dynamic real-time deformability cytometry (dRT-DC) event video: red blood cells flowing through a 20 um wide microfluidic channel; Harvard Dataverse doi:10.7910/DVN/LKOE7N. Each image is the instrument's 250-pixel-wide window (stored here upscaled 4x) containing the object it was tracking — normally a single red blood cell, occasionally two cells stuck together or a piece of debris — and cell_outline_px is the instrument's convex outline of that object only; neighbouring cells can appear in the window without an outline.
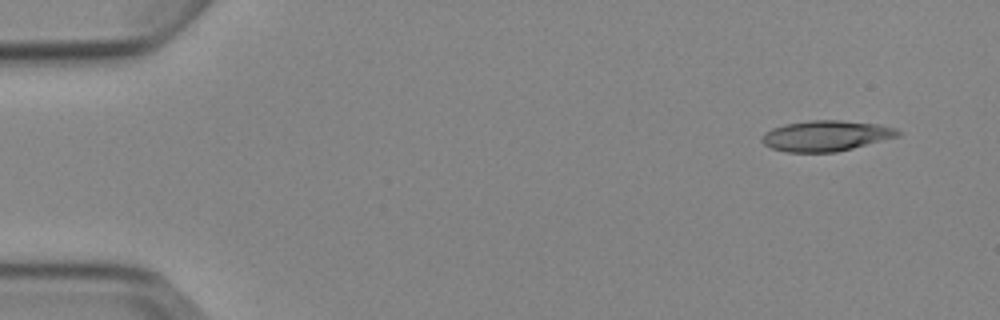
{"species": "Egyptian fruit bat (a non-hibernating species)", "species_latin": "Rousettus aegyptiacus", "temperature_condition": "cold", "stored_images_in_passage": 4, "camera_frame_rate_fps": 3000, "um_per_image_px": 0.085, "animal": {"sex": "female"}, "frame": {"image": 1, "passage_image": 1, "time_ms": 0.0, "image_size_px": [1000, 320], "cell_outline_px": [[900, 136], [836, 152], [784, 152], [772, 148], [764, 144], [760, 140], [764, 132], [772, 128], [784, 124], [808, 120], [840, 120], [880, 124], [896, 128], [900, 132]], "centroid_in_image_um": [70.19, 11.53], "position_along_channel_um": 14.8, "area_um2": 24.39}}
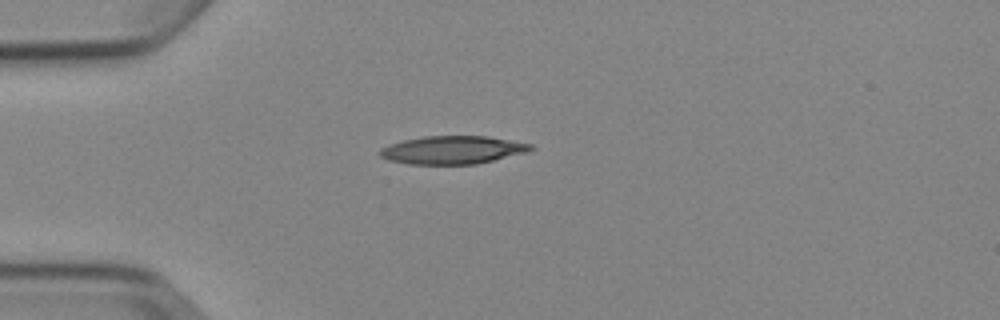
{"frame": {"image": 2, "passage_image": 4, "time_ms": 3.333, "image_size_px": [1000, 320], "cell_outline_px": [[536, 148], [524, 152], [476, 164], [408, 164], [388, 160], [380, 156], [376, 152], [380, 148], [388, 144], [404, 140], [424, 136], [488, 136], [532, 144]], "centroid_in_image_um": [38.4, 12.74], "position_along_channel_um": 46.6, "area_um2": 24.62}}